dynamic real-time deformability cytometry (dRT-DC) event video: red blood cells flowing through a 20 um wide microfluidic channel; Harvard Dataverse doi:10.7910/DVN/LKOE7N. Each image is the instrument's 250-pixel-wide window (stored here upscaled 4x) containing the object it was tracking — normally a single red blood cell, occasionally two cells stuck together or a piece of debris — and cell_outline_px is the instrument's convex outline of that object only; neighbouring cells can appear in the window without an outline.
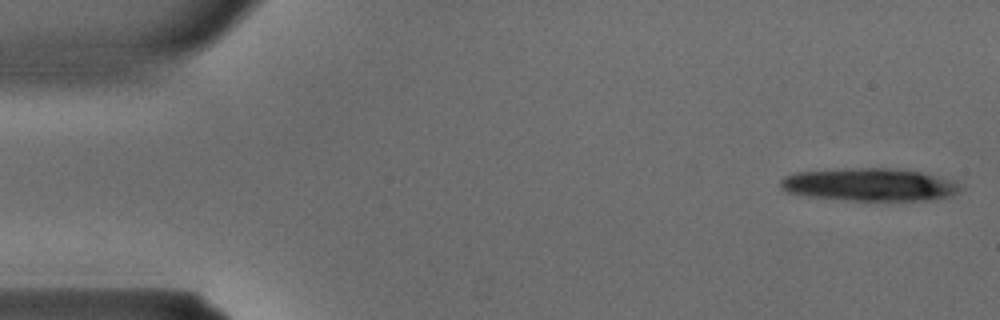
{"species": "common noctule bat (a hibernating species)", "species_latin": "Nyctalus noctula", "temperature_condition": "warm", "stored_images_in_passage": 20, "camera_frame_rate_fps": 3000, "um_per_image_px": 0.085, "animal": {"sex": "male", "body_mass_g": 15.6}, "frame": {"image": 1, "passage_image": 1, "time_ms": 0.0, "image_size_px": [1000, 320], "cell_outline_px": [[964, 188], [960, 192], [952, 196], [928, 200], [852, 200], [804, 196], [784, 192], [780, 188], [780, 180], [784, 176], [796, 172], [844, 168], [888, 168], [924, 172], [960, 180], [964, 184]], "centroid_in_image_um": [74.0, 15.68], "position_along_channel_um": 11.0, "area_um2": 35.2}}
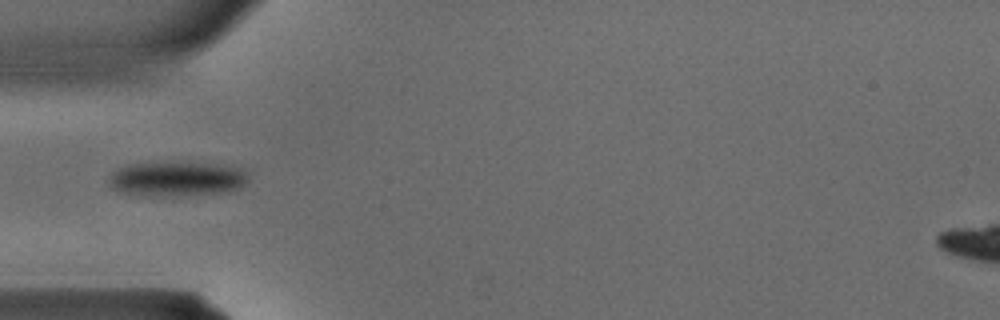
{"frame": {"image": 2, "passage_image": 11, "time_ms": 3.333, "image_size_px": [1000, 320], "cell_outline_px": [[252, 168], [248, 180], [244, 184], [236, 188], [216, 192], [164, 196], [148, 196], [124, 192], [112, 188], [108, 184], [108, 176], [116, 168], [128, 164], [172, 160], [220, 164]], "centroid_in_image_um": [15.05, 15.13], "position_along_channel_um": 70.0, "area_um2": 29.13}}
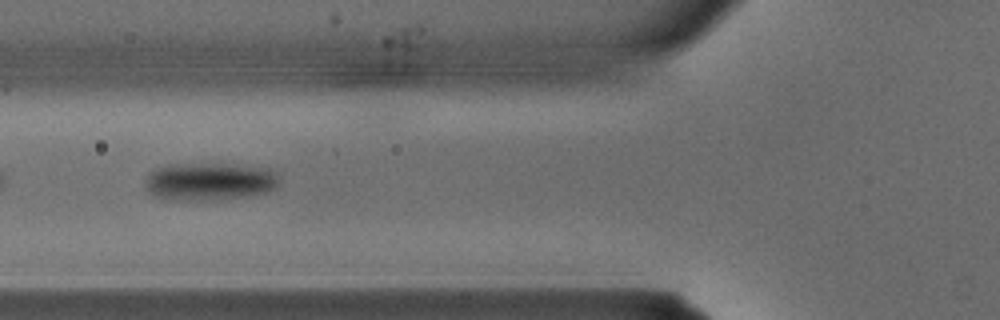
{"frame": {"image": 3, "passage_image": 13, "time_ms": 4.0, "image_size_px": [1000, 320], "cell_outline_px": [[280, 184], [276, 188], [264, 192], [240, 196], [204, 200], [172, 200], [156, 196], [148, 192], [144, 180], [148, 172], [156, 168], [168, 164], [232, 164], [268, 168], [276, 172]], "centroid_in_image_um": [17.77, 15.4], "position_along_channel_um": 108.0, "area_um2": 29.42}}